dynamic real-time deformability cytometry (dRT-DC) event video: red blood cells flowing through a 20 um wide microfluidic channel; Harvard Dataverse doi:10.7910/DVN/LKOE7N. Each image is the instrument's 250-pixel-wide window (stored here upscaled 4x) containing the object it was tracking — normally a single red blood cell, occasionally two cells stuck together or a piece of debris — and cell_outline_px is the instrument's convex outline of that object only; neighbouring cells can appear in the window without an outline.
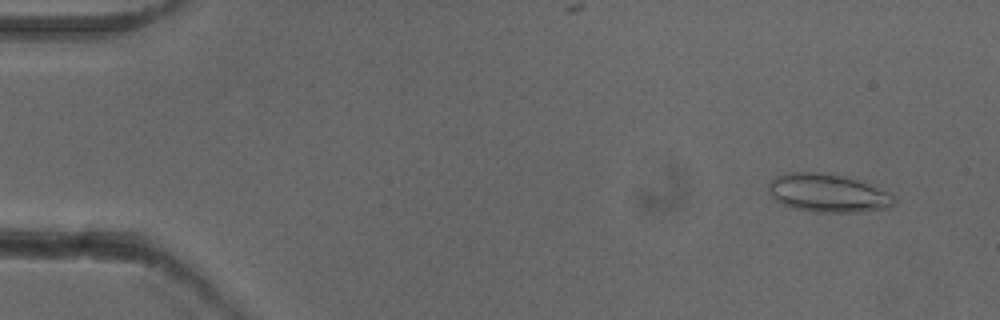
{"species": "common noctule bat (a hibernating species)", "species_latin": "Nyctalus noctula", "temperature_condition": "cold", "stored_images_in_passage": 52, "camera_frame_rate_fps": 3000, "um_per_image_px": 0.085, "animal": {"sex": "female"}, "frame": {"image": 1, "passage_image": 4, "time_ms": 1.0, "image_size_px": [1000, 320], "cell_outline_px": [[896, 200], [888, 208], [860, 212], [812, 212], [792, 208], [776, 200], [772, 196], [768, 188], [768, 184], [776, 176], [788, 172], [820, 172], [844, 176], [856, 180], [888, 192]], "centroid_in_image_um": [70.33, 16.42], "position_along_channel_um": 14.7, "area_um2": 27.8}}
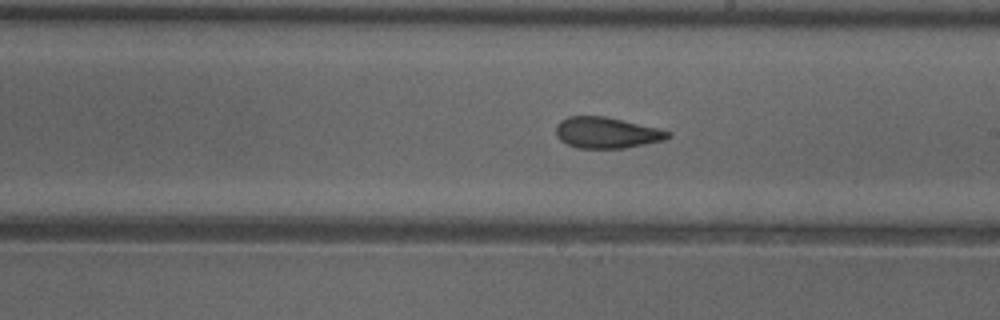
{"frame": {"image": 2, "passage_image": 30, "time_ms": 9.667, "image_size_px": [1000, 320], "cell_outline_px": [[672, 136], [664, 140], [624, 148], [576, 148], [560, 140], [556, 136], [556, 124], [560, 120], [568, 116], [604, 116], [660, 128], [672, 132]], "centroid_in_image_um": [51.57, 11.27], "position_along_channel_um": 237.4, "area_um2": 20.4}}
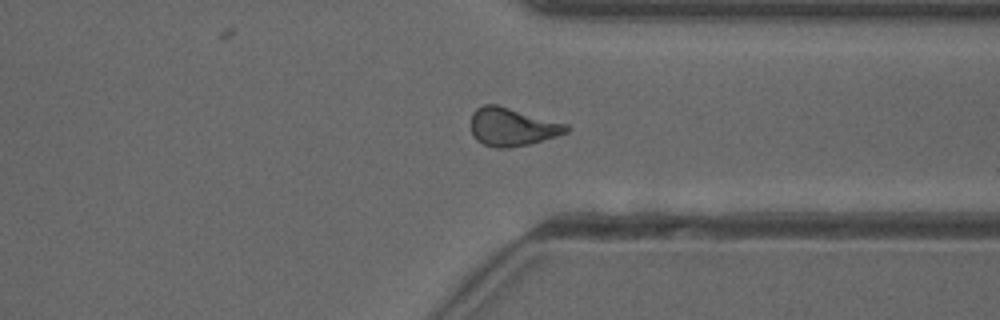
{"frame": {"image": 3, "passage_image": 40, "time_ms": 13.0, "image_size_px": [1000, 320], "cell_outline_px": [[568, 132], [556, 136], [528, 144], [508, 148], [496, 148], [484, 144], [476, 140], [472, 132], [472, 112], [476, 108], [484, 104], [496, 104], [568, 124]], "centroid_in_image_um": [43.52, 10.78], "position_along_channel_um": 367.9, "area_um2": 21.04}, "authors_computed_cell_mechanics": {"area_um2": 20.9814, "velocity_mm_per_s": 3.932, "shape_relaxation_time_tau1_ms": 7.1375, "shape_relaxation_time_tau2_ms": 2.3117, "deformation_change_tau1": 0.167, "deformation_change_tau2": 0.0866}}